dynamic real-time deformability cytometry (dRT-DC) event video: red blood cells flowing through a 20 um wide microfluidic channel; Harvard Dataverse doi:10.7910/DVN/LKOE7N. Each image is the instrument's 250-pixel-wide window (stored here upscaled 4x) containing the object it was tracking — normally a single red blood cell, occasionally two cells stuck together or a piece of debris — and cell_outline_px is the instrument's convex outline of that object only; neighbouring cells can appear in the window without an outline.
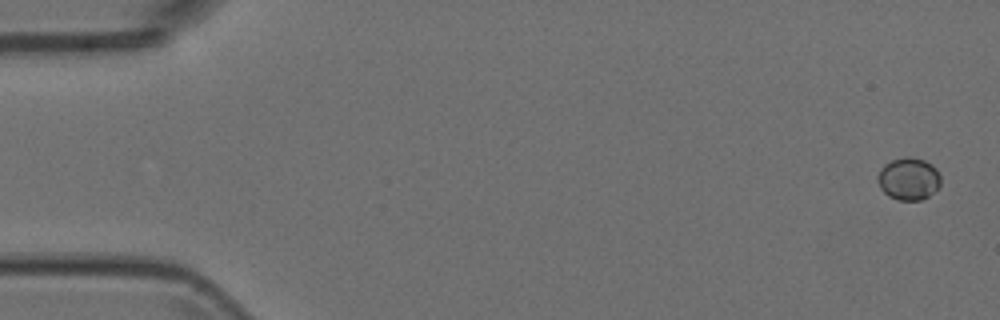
{"species": "Egyptian fruit bat (a non-hibernating species)", "species_latin": "Rousettus aegyptiacus", "temperature_condition": "room temperature", "stored_images_in_passage": 7, "camera_frame_rate_fps": 3000, "um_per_image_px": 0.085, "animal": {"sex": "female"}, "frame": {"image": 1, "passage_image": 1, "time_ms": 0.0, "image_size_px": [1000, 320], "cell_outline_px": [[940, 184], [928, 196], [920, 200], [900, 200], [888, 196], [880, 188], [876, 180], [876, 176], [880, 168], [884, 164], [892, 160], [904, 156], [912, 156], [924, 160], [932, 164], [936, 168], [940, 176]], "centroid_in_image_um": [77.19, 15.17], "position_along_channel_um": 7.8, "area_um2": 15.72}}
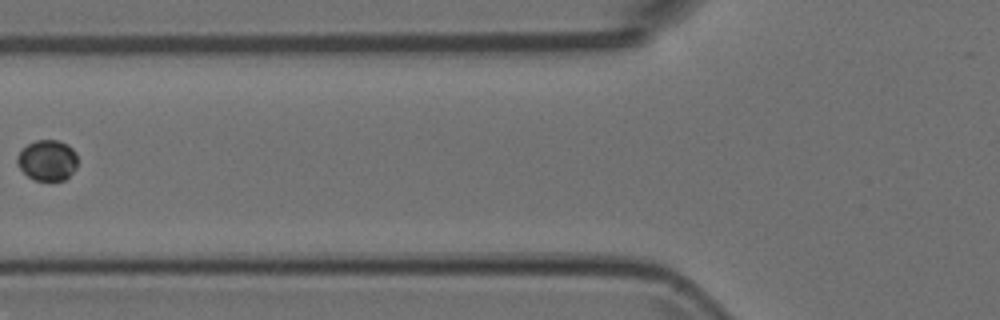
{"frame": {"image": 2, "passage_image": 6, "time_ms": 1.667, "image_size_px": [1000, 320], "cell_outline_px": [[76, 168], [64, 180], [36, 180], [28, 176], [16, 164], [16, 156], [28, 144], [36, 140], [56, 140], [68, 144], [76, 152]], "centroid_in_image_um": [4.02, 13.61], "position_along_channel_um": 121.8, "area_um2": 14.22}}
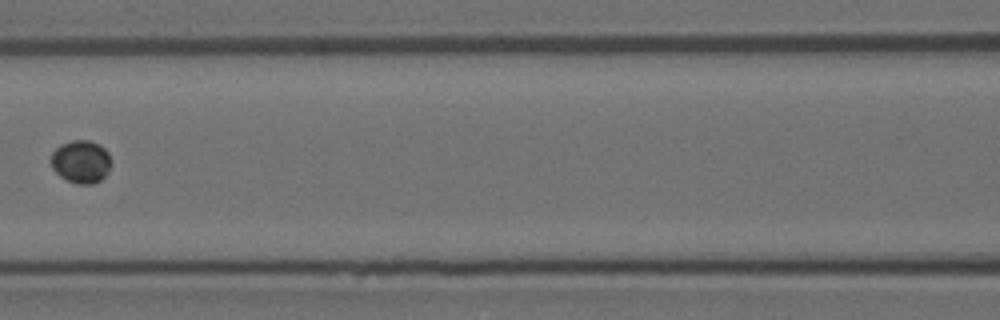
{"frame": {"image": 3, "passage_image": 7, "time_ms": 2.0, "image_size_px": [1000, 320], "cell_outline_px": [[112, 164], [108, 172], [100, 180], [92, 184], [76, 184], [60, 176], [52, 168], [52, 152], [60, 144], [72, 140], [88, 140], [104, 148], [108, 152], [112, 160]], "centroid_in_image_um": [6.91, 13.74], "position_along_channel_um": 159.7, "area_um2": 15.03}}